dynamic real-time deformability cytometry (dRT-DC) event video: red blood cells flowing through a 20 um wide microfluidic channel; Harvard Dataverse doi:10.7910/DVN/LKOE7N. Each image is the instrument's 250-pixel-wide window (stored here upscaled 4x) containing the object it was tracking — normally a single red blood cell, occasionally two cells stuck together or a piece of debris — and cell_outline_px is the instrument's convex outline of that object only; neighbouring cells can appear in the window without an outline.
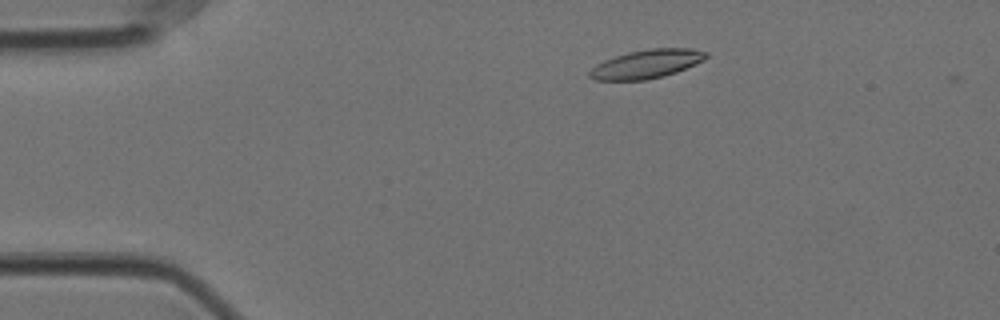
{"species": "Egyptian fruit bat (a non-hibernating species)", "species_latin": "Rousettus aegyptiacus", "temperature_condition": "cold", "stored_images_in_passage": 2, "camera_frame_rate_fps": 3000, "um_per_image_px": 0.085, "animal": {"sex": "female"}, "frame": {"image": 1, "passage_image": 1, "time_ms": 0.0, "image_size_px": [1000, 320], "cell_outline_px": [[708, 56], [704, 60], [676, 72], [664, 76], [644, 80], [592, 80], [588, 76], [588, 72], [596, 64], [604, 60], [628, 52], [652, 48], [692, 48], [708, 52]], "centroid_in_image_um": [54.95, 5.44], "position_along_channel_um": 30.1, "area_um2": 19.48}}